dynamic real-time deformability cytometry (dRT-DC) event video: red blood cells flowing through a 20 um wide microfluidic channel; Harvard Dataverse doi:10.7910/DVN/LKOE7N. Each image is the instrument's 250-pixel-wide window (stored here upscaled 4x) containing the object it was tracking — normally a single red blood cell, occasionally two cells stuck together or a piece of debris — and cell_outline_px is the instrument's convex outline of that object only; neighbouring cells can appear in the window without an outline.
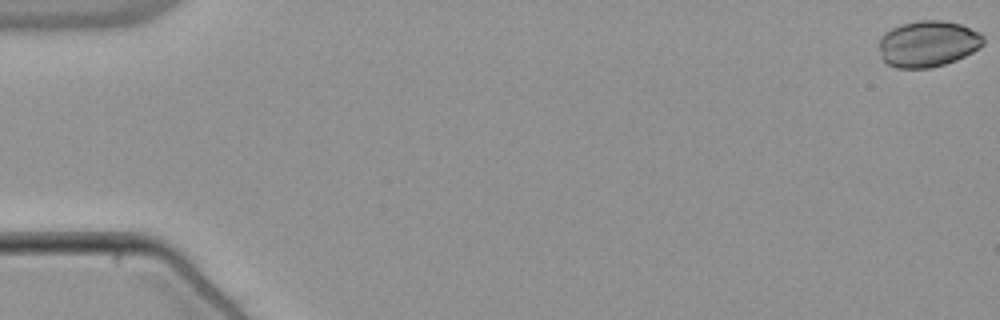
{"species": "common noctule bat (a hibernating species)", "species_latin": "Nyctalus noctula", "temperature_condition": "warm", "stored_images_in_passage": 54, "camera_frame_rate_fps": 3000, "um_per_image_px": 0.085, "animal": {"sex": "male", "body_mass_g": 21.5, "forearm_length_mm": 52.0}, "frame": {"image": 1, "passage_image": 1, "time_ms": 0.0, "image_size_px": [1000, 320], "cell_outline_px": [[984, 44], [980, 48], [956, 60], [944, 64], [928, 68], [896, 68], [888, 64], [880, 56], [880, 36], [884, 32], [900, 24], [920, 20], [944, 20], [960, 24], [980, 32], [984, 36]], "centroid_in_image_um": [78.88, 3.71], "position_along_channel_um": 6.1, "area_um2": 28.26}}
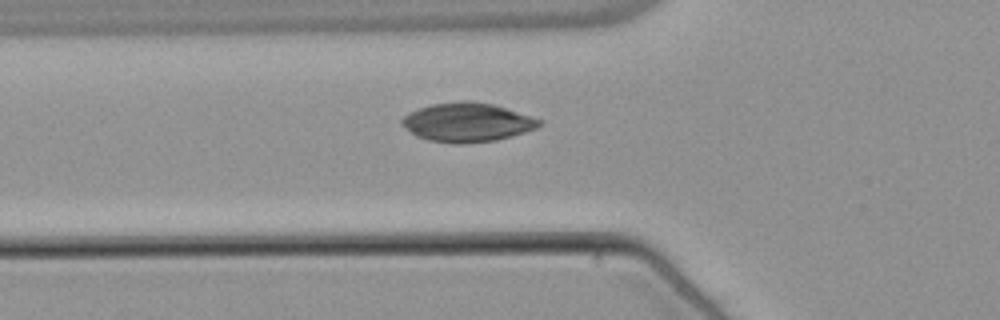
{"frame": {"image": 2, "passage_image": 20, "time_ms": 6.333, "image_size_px": [1000, 320], "cell_outline_px": [[544, 124], [536, 128], [512, 136], [496, 140], [460, 144], [456, 144], [428, 140], [416, 136], [400, 124], [400, 120], [408, 112], [432, 104], [464, 100], [468, 100], [492, 104], [544, 120]], "centroid_in_image_um": [39.71, 10.4], "position_along_channel_um": 86.1, "area_um2": 31.27}}
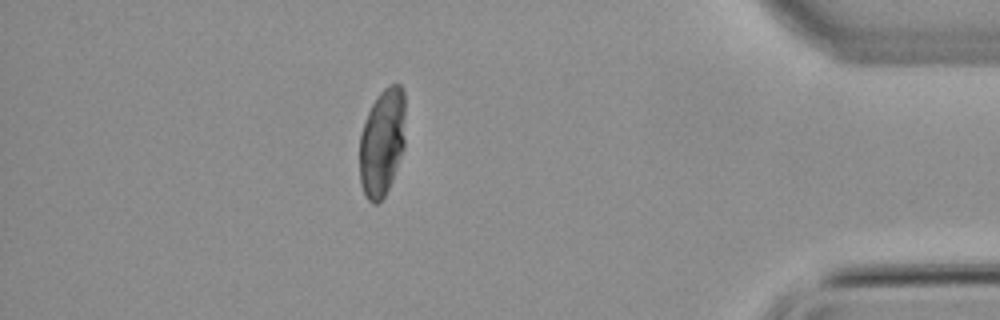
{"frame": {"image": 3, "passage_image": 48, "time_ms": 15.667, "image_size_px": [1000, 320], "cell_outline_px": [[404, 148], [392, 180], [384, 196], [376, 204], [372, 204], [368, 200], [360, 184], [360, 136], [368, 112], [376, 96], [388, 84], [400, 84], [404, 92]], "centroid_in_image_um": [32.48, 12.09], "position_along_channel_um": 402.7, "area_um2": 28.67}, "authors_computed_cell_mechanics": {"area_um2": 28.3798, "velocity_mm_per_s": 3.8354, "shape_relaxation_time_tau1_ms": 8.0974, "shape_relaxation_time_tau2_ms": null, "deformation_change_tau1": 0.181, "deformation_change_tau2": null}}